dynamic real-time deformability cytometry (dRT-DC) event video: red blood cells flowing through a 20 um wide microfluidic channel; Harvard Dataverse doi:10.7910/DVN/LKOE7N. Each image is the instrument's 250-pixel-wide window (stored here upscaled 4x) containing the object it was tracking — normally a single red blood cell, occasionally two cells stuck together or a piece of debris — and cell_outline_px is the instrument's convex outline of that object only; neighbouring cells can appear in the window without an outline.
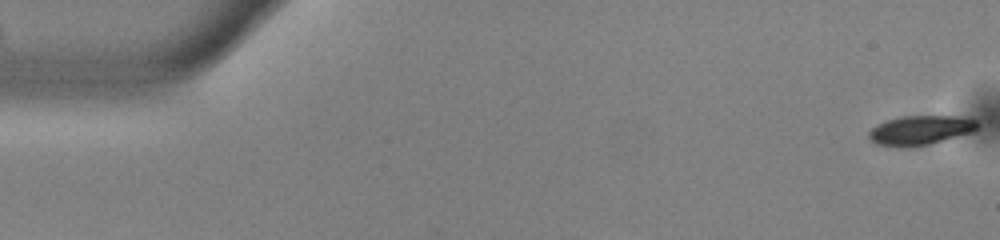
{"species": "common noctule bat (a hibernating species)", "species_latin": "Nyctalus noctula", "temperature_condition": "warm", "stored_images_in_passage": 3, "camera_frame_rate_fps": 3000, "um_per_image_px": 0.085, "animal": {"sex": "male", "body_mass_g": 13.0, "forearm_length_mm": 53.1}, "frame": {"image": 1, "passage_image": 1, "time_ms": 0.0, "image_size_px": [1000, 240], "cell_outline_px": [[976, 132], [928, 144], [908, 148], [896, 148], [876, 144], [868, 136], [868, 132], [876, 124], [900, 116], [964, 116], [976, 120]], "centroid_in_image_um": [78.22, 11.08], "position_along_channel_um": 6.8, "area_um2": 18.9}}